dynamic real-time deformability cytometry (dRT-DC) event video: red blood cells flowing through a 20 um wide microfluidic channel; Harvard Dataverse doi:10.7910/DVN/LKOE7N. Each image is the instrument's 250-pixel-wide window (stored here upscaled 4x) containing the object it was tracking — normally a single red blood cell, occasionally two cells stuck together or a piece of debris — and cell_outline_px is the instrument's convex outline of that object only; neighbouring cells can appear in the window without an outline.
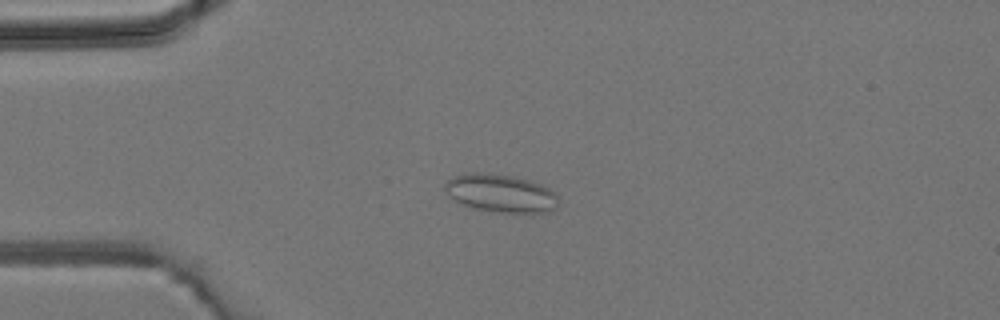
{"species": "common noctule bat (a hibernating species)", "species_latin": "Nyctalus noctula", "temperature_condition": "room temperature", "stored_images_in_passage": 5, "camera_frame_rate_fps": 3000, "um_per_image_px": 0.085, "animal": {"sex": "male", "body_mass_g": 19.2, "forearm_length_mm": 51.8}, "frame": {"image": 1, "passage_image": 3, "time_ms": 2.333, "image_size_px": [1000, 320], "cell_outline_px": [[556, 208], [532, 216], [528, 216], [496, 212], [472, 208], [448, 196], [444, 188], [444, 184], [448, 180], [456, 176], [472, 172], [488, 172], [512, 176], [528, 180], [540, 184], [556, 192]], "centroid_in_image_um": [42.59, 16.46], "position_along_channel_um": 42.4, "area_um2": 25.66}}
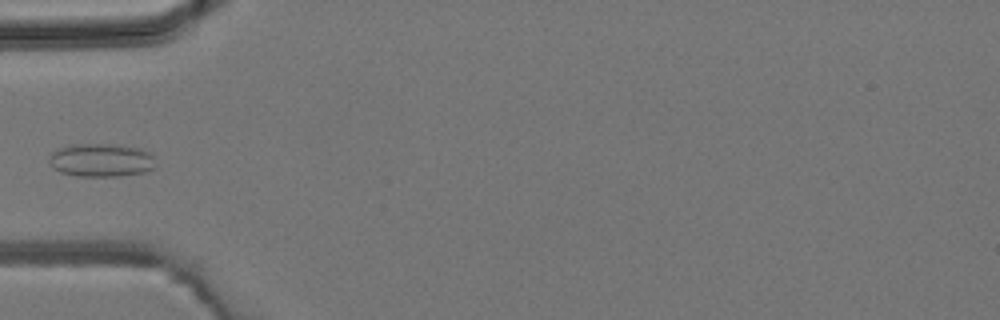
{"frame": {"image": 2, "passage_image": 4, "time_ms": 3.667, "image_size_px": [1000, 320], "cell_outline_px": [[156, 168], [144, 172], [120, 176], [76, 176], [60, 172], [52, 168], [48, 160], [52, 152], [68, 144], [112, 144], [140, 148], [156, 156]], "centroid_in_image_um": [8.63, 13.61], "position_along_channel_um": 76.4, "area_um2": 21.04}}